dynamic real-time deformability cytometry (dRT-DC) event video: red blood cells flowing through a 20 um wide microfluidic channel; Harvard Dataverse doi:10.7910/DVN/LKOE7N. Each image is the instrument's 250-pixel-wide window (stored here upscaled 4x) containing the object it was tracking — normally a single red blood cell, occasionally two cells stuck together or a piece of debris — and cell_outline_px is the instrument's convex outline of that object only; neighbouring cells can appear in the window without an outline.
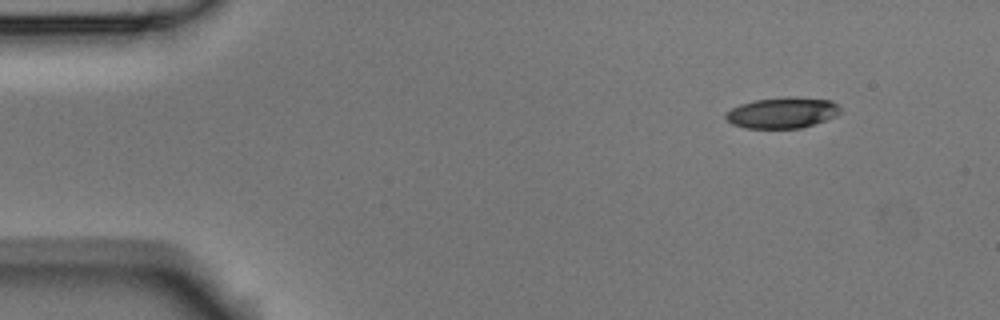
{"species": "Egyptian fruit bat (a non-hibernating species)", "species_latin": "Rousettus aegyptiacus", "temperature_condition": "room temperature", "stored_images_in_passage": 4, "camera_frame_rate_fps": 3000, "um_per_image_px": 0.085, "animal": {"sex": "male"}, "frame": {"image": 1, "passage_image": 1, "time_ms": 0.0, "image_size_px": [1000, 320], "cell_outline_px": [[840, 112], [836, 116], [800, 128], [744, 128], [732, 124], [724, 116], [732, 108], [740, 104], [756, 100], [788, 96], [792, 96], [832, 100], [840, 108]], "centroid_in_image_um": [66.5, 9.57], "position_along_channel_um": 18.5, "area_um2": 20.52}}
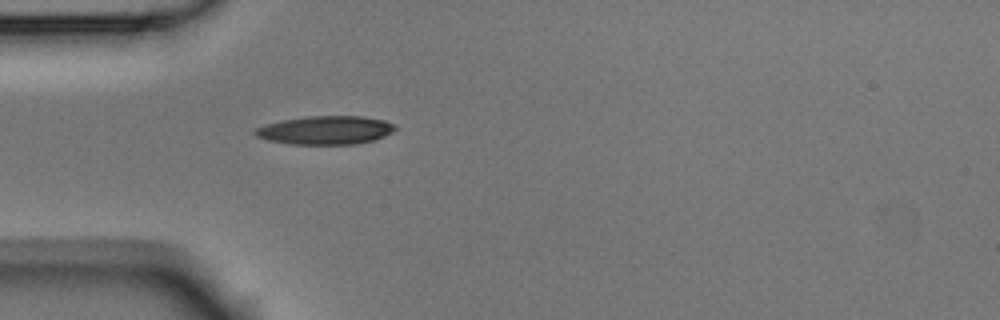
{"frame": {"image": 2, "passage_image": 4, "time_ms": 1.0, "image_size_px": [1000, 320], "cell_outline_px": [[396, 128], [392, 132], [384, 136], [372, 140], [356, 144], [292, 144], [268, 140], [256, 136], [252, 132], [256, 128], [268, 124], [284, 120], [312, 116], [360, 116], [384, 120], [396, 124]], "centroid_in_image_um": [27.69, 11.07], "position_along_channel_um": 57.3, "area_um2": 23.0}}